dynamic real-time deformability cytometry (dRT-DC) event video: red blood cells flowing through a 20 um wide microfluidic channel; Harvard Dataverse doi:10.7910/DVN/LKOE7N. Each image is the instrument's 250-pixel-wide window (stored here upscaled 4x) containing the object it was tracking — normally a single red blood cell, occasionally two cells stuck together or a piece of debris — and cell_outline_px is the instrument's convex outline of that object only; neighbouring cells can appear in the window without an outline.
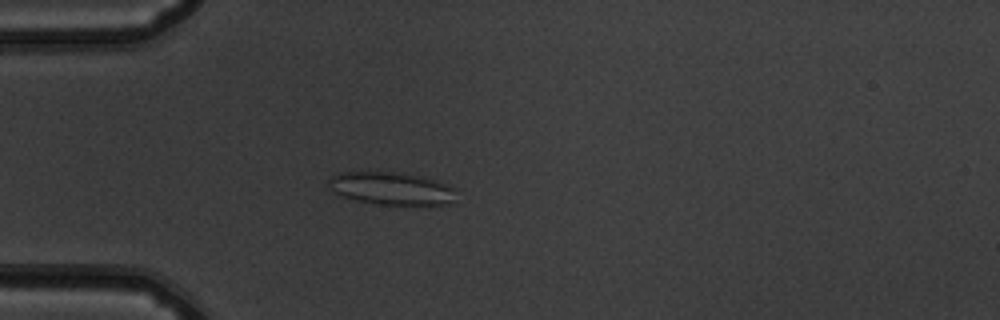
{"species": "common noctule bat (a hibernating species)", "species_latin": "Nyctalus noctula", "temperature_condition": "warm", "stored_images_in_passage": 52, "camera_frame_rate_fps": 3000, "um_per_image_px": 0.085, "animal": {"sex": "male", "body_mass_g": 19.5, "forearm_length_mm": 54.6}, "frame": {"image": 1, "passage_image": 15, "time_ms": 4.667, "image_size_px": [1000, 320], "cell_outline_px": [[456, 188], [452, 200], [448, 204], [380, 204], [360, 200], [344, 196], [336, 192], [332, 188], [328, 180], [332, 176], [340, 172], [360, 168], [400, 172], [420, 176], [448, 184]], "centroid_in_image_um": [33.23, 15.94], "position_along_channel_um": 51.8, "area_um2": 24.57}}
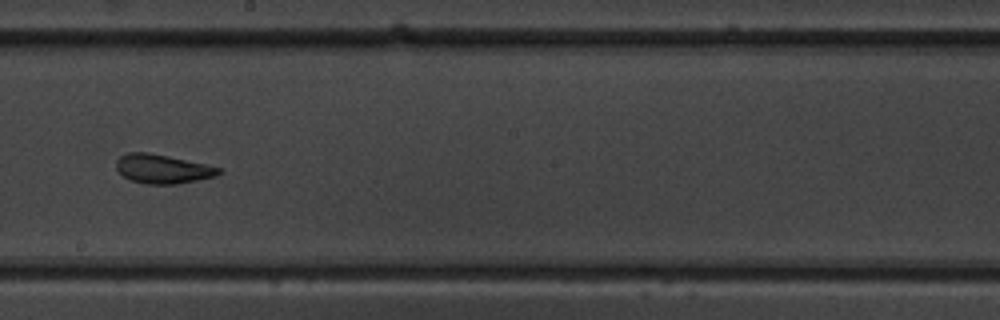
{"frame": {"image": 2, "passage_image": 30, "time_ms": 9.667, "image_size_px": [1000, 320], "cell_outline_px": [[224, 172], [216, 176], [176, 184], [148, 184], [132, 180], [124, 176], [116, 168], [116, 160], [120, 156], [128, 152], [148, 152], [168, 156], [204, 164], [220, 168]], "centroid_in_image_um": [13.82, 14.35], "position_along_channel_um": 234.4, "area_um2": 17.17}}
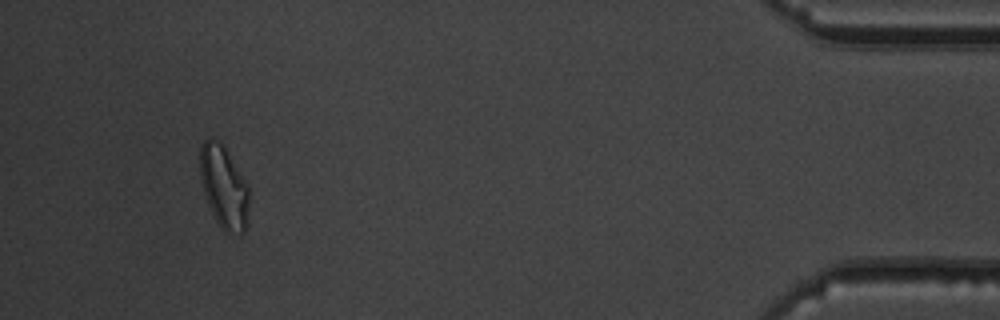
{"frame": {"image": 3, "passage_image": 49, "time_ms": 16.0, "image_size_px": [1000, 320], "cell_outline_px": [[248, 204], [244, 232], [240, 236], [228, 236], [216, 220], [208, 204], [200, 180], [200, 148], [204, 140], [220, 140], [224, 144], [248, 184]], "centroid_in_image_um": [19.03, 15.91], "position_along_channel_um": 416.2, "area_um2": 23.76}, "authors_computed_cell_mechanics": {"area_um2": 20.0566, "velocity_mm_per_s": 3.8826, "shape_relaxation_time_tau1_ms": null, "shape_relaxation_time_tau2_ms": 2.0556, "deformation_change_tau1": null, "deformation_change_tau2": 0.0928}}